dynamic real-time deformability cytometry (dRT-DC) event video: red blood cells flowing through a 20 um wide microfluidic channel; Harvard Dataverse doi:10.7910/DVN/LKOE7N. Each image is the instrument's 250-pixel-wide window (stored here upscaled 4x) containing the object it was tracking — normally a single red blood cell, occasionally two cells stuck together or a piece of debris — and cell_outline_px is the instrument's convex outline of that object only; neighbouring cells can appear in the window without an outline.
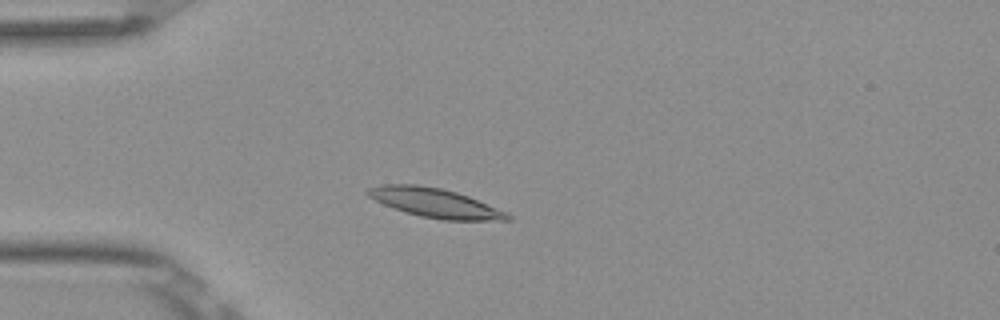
{"species": "Egyptian fruit bat (a non-hibernating species)", "species_latin": "Rousettus aegyptiacus", "temperature_condition": "room temperature", "stored_images_in_passage": 51, "camera_frame_rate_fps": 3000, "um_per_image_px": 0.085, "frame": {"image": 1, "passage_image": 12, "time_ms": 3.667, "image_size_px": [1000, 320], "cell_outline_px": [[512, 220], [444, 220], [420, 216], [404, 212], [384, 204], [368, 196], [364, 192], [368, 188], [384, 184], [416, 184], [440, 188], [456, 192], [468, 196], [508, 212], [512, 216]], "centroid_in_image_um": [36.99, 17.25], "position_along_channel_um": 48.0, "area_um2": 23.7}}
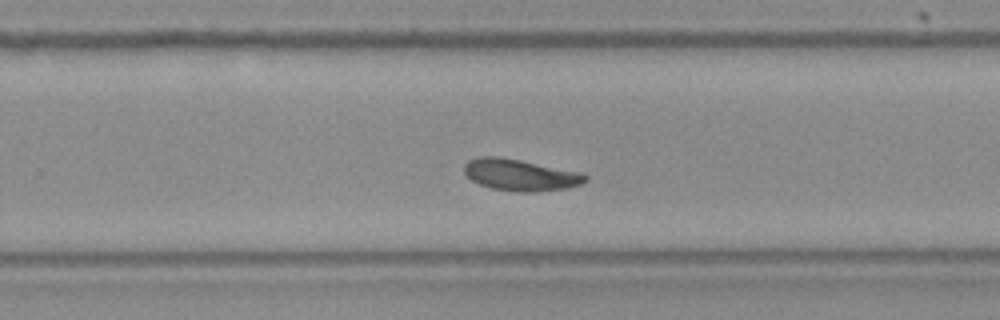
{"frame": {"image": 2, "passage_image": 32, "time_ms": 10.333, "image_size_px": [1000, 320], "cell_outline_px": [[588, 180], [580, 184], [568, 188], [536, 192], [520, 192], [492, 188], [480, 184], [472, 180], [464, 172], [464, 164], [468, 160], [480, 156], [496, 156], [520, 160], [580, 172], [588, 176]], "centroid_in_image_um": [44.23, 14.87], "position_along_channel_um": 285.6, "area_um2": 22.2}}
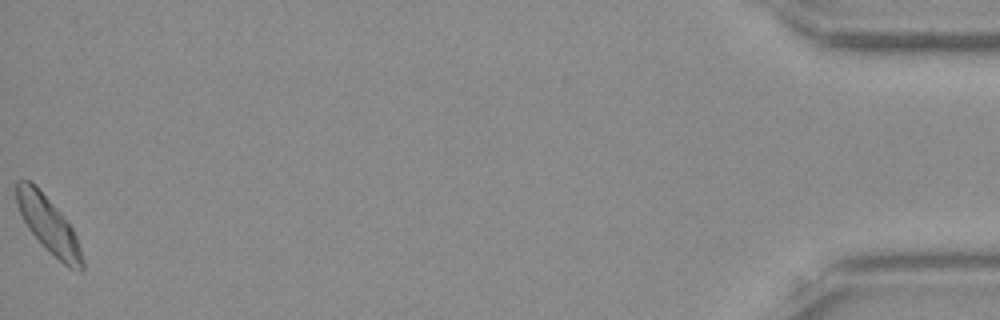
{"frame": {"image": 3, "passage_image": 51, "time_ms": 16.667, "image_size_px": [1000, 320], "cell_outline_px": [[84, 272], [80, 272], [68, 268], [44, 248], [28, 228], [16, 204], [16, 180], [28, 180], [36, 184], [64, 216], [72, 228], [76, 236], [84, 260]], "centroid_in_image_um": [4.14, 19.14], "position_along_channel_um": 431.1, "area_um2": 21.79}, "authors_computed_cell_mechanics": {"area_um2": 21.8484, "velocity_mm_per_s": 3.8164, "shape_relaxation_time_tau1_ms": 3.4167, "shape_relaxation_time_tau2_ms": 9.7599, "deformation_change_tau1": 0.1307, "deformation_change_tau2": 0.1779}}